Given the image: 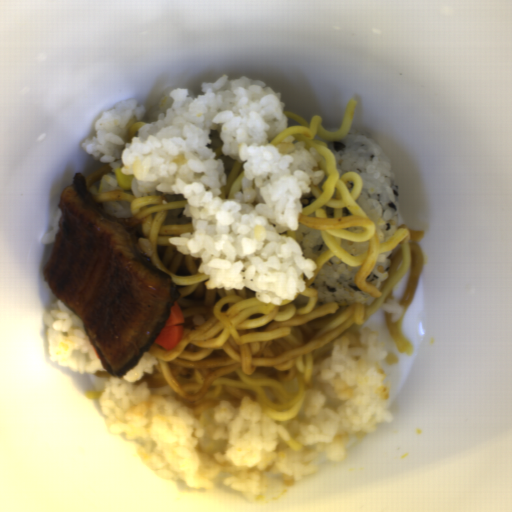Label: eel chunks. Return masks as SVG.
<instances>
[{
	"label": "eel chunks",
	"instance_id": "eel-chunks-1",
	"mask_svg": "<svg viewBox=\"0 0 512 512\" xmlns=\"http://www.w3.org/2000/svg\"><path fill=\"white\" fill-rule=\"evenodd\" d=\"M58 204L43 277L82 322L105 370L120 377L158 339L181 293L135 234L99 206L83 173L74 174Z\"/></svg>",
	"mask_w": 512,
	"mask_h": 512
}]
</instances>
